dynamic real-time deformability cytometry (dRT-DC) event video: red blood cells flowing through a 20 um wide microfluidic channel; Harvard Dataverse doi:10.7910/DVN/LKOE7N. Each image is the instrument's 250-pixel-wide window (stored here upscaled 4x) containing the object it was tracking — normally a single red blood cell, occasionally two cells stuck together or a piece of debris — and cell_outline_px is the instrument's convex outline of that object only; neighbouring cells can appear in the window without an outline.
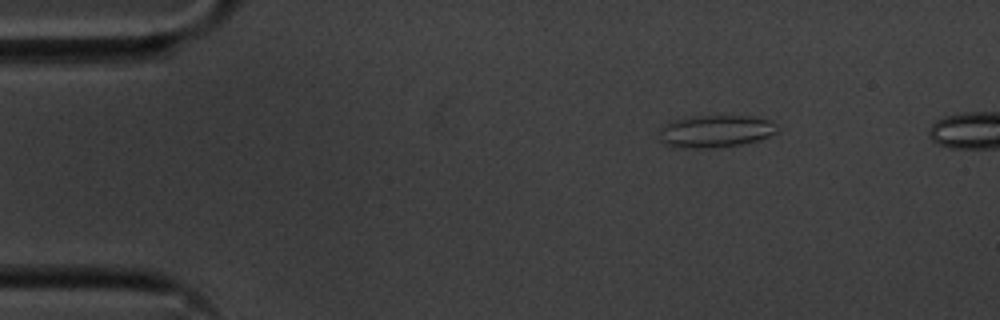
{"species": "common noctule bat (a hibernating species)", "species_latin": "Nyctalus noctula", "temperature_condition": "cold", "stored_images_in_passage": 46, "camera_frame_rate_fps": 3000, "um_per_image_px": 0.085, "animal": {"sex": "male", "body_mass_g": 20.1, "forearm_length_mm": 53.5}, "frame": {"image": 1, "passage_image": 1, "time_ms": 0.0, "image_size_px": [1000, 320], "cell_outline_px": [[780, 132], [756, 140], [740, 144], [712, 148], [680, 148], [664, 144], [660, 140], [664, 128], [668, 124], [676, 120], [692, 116], [752, 116], [768, 120], [776, 124], [780, 128]], "centroid_in_image_um": [60.9, 11.16], "position_along_channel_um": 24.1, "area_um2": 21.91}}
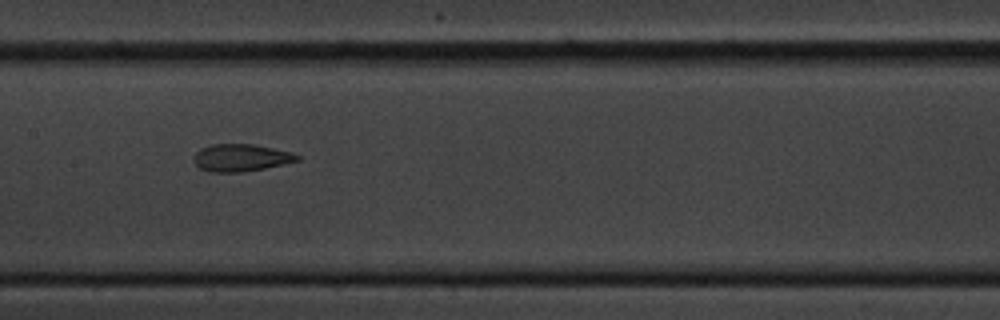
{"frame": {"image": 2, "passage_image": 20, "time_ms": 6.333, "image_size_px": [1000, 320], "cell_outline_px": [[300, 160], [284, 164], [244, 172], [208, 172], [200, 168], [192, 160], [192, 156], [200, 148], [212, 144], [252, 144], [292, 152], [300, 156]], "centroid_in_image_um": [20.45, 13.41], "position_along_channel_um": 187.0, "area_um2": 16.59}}
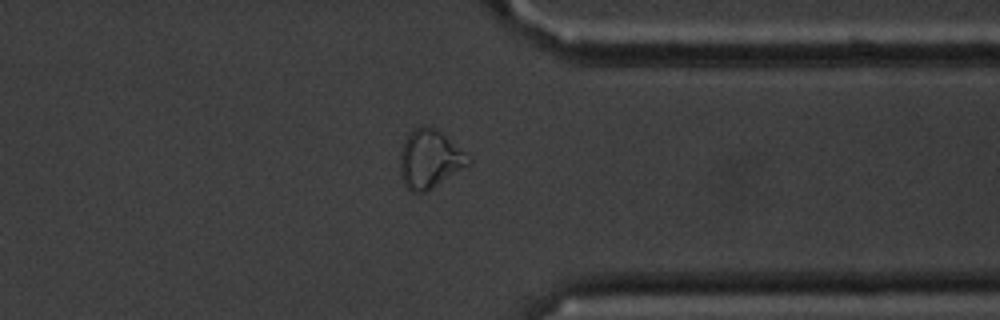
{"frame": {"image": 3, "passage_image": 36, "time_ms": 11.667, "image_size_px": [1000, 320], "cell_outline_px": [[472, 164], [424, 192], [416, 192], [408, 188], [404, 184], [400, 172], [400, 152], [404, 140], [420, 124], [424, 124], [440, 132], [472, 156]], "centroid_in_image_um": [36.56, 13.51], "position_along_channel_um": 374.8, "area_um2": 23.18}, "authors_computed_cell_mechanics": {"area_um2": 17.5423, "velocity_mm_per_s": 3.6092, "shape_relaxation_time_tau1_ms": null, "shape_relaxation_time_tau2_ms": 1.6747, "deformation_change_tau1": null, "deformation_change_tau2": 0.0842}}